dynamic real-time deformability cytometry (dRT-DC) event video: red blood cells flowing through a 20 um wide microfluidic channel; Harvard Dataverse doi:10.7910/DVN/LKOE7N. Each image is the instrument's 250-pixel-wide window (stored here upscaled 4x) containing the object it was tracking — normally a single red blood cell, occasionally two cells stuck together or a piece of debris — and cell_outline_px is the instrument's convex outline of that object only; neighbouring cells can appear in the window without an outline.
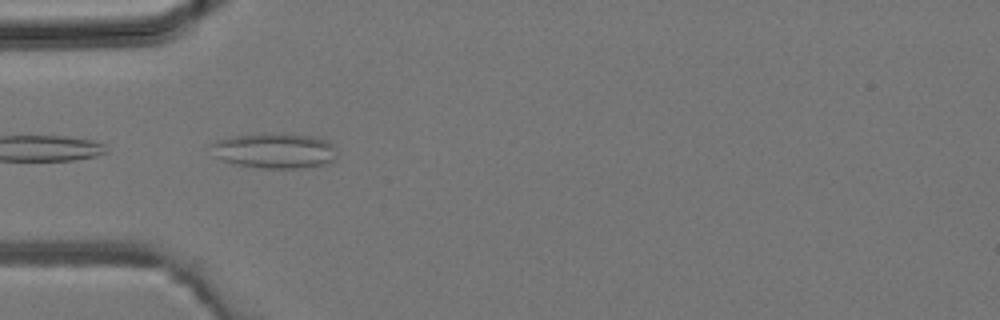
{"species": "common noctule bat (a hibernating species)", "species_latin": "Nyctalus noctula", "temperature_condition": "room temperature", "stored_images_in_passage": 7, "camera_frame_rate_fps": 3000, "um_per_image_px": 0.085, "animal": {"sex": "male", "body_mass_g": 19.2, "forearm_length_mm": 51.8}, "frame": {"image": 1, "passage_image": 4, "time_ms": 1.0, "image_size_px": [1000, 320], "cell_outline_px": [[336, 156], [332, 160], [324, 164], [308, 168], [260, 168], [236, 164], [212, 156], [208, 144], [216, 140], [232, 136], [260, 132], [312, 136], [328, 140], [336, 148]], "centroid_in_image_um": [23.29, 12.79], "position_along_channel_um": 61.7, "area_um2": 26.36}}